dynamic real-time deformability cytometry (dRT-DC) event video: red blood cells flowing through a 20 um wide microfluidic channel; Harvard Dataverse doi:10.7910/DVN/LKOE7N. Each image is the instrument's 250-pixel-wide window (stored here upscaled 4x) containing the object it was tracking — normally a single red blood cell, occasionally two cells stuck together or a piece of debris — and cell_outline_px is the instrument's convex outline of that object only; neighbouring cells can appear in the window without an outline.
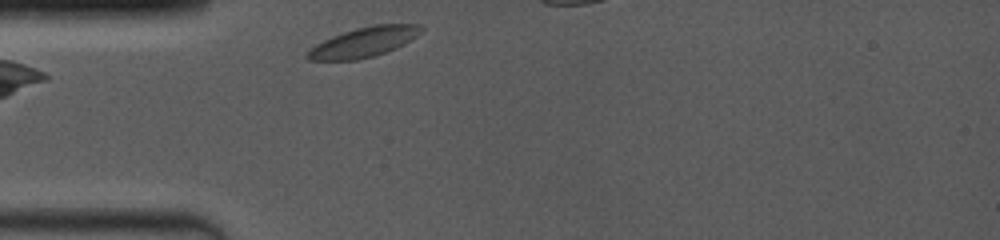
{"species": "common noctule bat (a hibernating species)", "species_latin": "Nyctalus noctula", "temperature_condition": "room temperature", "stored_images_in_passage": 5, "camera_frame_rate_fps": 4000, "um_per_image_px": 0.085, "animal": {"sex": "female", "body_mass_g": 19.0, "forearm_length_mm": 53.3}, "frame": {"image": 1, "passage_image": 1, "time_ms": 0.0, "image_size_px": [1000, 240], "cell_outline_px": [[424, 28], [416, 36], [404, 44], [396, 48], [372, 56], [356, 60], [308, 60], [304, 56], [316, 44], [332, 36], [356, 28], [376, 24], [420, 24]], "centroid_in_image_um": [30.93, 3.57], "position_along_channel_um": 54.1, "area_um2": 19.54}}